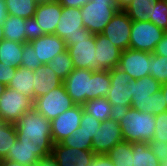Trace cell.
Here are the masks:
<instances>
[{"instance_id": "7c38bea8", "label": "cell", "mask_w": 167, "mask_h": 166, "mask_svg": "<svg viewBox=\"0 0 167 166\" xmlns=\"http://www.w3.org/2000/svg\"><path fill=\"white\" fill-rule=\"evenodd\" d=\"M132 20L124 10H118L102 31L107 39L122 51L129 49Z\"/></svg>"}, {"instance_id": "4fadbf2b", "label": "cell", "mask_w": 167, "mask_h": 166, "mask_svg": "<svg viewBox=\"0 0 167 166\" xmlns=\"http://www.w3.org/2000/svg\"><path fill=\"white\" fill-rule=\"evenodd\" d=\"M83 111L82 105H75L50 121L53 143H61L80 127Z\"/></svg>"}, {"instance_id": "f6af8a7d", "label": "cell", "mask_w": 167, "mask_h": 166, "mask_svg": "<svg viewBox=\"0 0 167 166\" xmlns=\"http://www.w3.org/2000/svg\"><path fill=\"white\" fill-rule=\"evenodd\" d=\"M34 166H59L58 162L52 157V155H48L39 159V161Z\"/></svg>"}, {"instance_id": "7dc6e473", "label": "cell", "mask_w": 167, "mask_h": 166, "mask_svg": "<svg viewBox=\"0 0 167 166\" xmlns=\"http://www.w3.org/2000/svg\"><path fill=\"white\" fill-rule=\"evenodd\" d=\"M119 10H124L133 0H115Z\"/></svg>"}, {"instance_id": "9a60e30c", "label": "cell", "mask_w": 167, "mask_h": 166, "mask_svg": "<svg viewBox=\"0 0 167 166\" xmlns=\"http://www.w3.org/2000/svg\"><path fill=\"white\" fill-rule=\"evenodd\" d=\"M129 83L130 95H132L131 108L146 112L148 98L159 91L162 84L150 75L140 79H131Z\"/></svg>"}, {"instance_id": "e575fe53", "label": "cell", "mask_w": 167, "mask_h": 166, "mask_svg": "<svg viewBox=\"0 0 167 166\" xmlns=\"http://www.w3.org/2000/svg\"><path fill=\"white\" fill-rule=\"evenodd\" d=\"M166 111H167V104L164 100V94L160 89L153 95H150V98H148L146 112L148 114H153L156 116Z\"/></svg>"}, {"instance_id": "d590c367", "label": "cell", "mask_w": 167, "mask_h": 166, "mask_svg": "<svg viewBox=\"0 0 167 166\" xmlns=\"http://www.w3.org/2000/svg\"><path fill=\"white\" fill-rule=\"evenodd\" d=\"M42 63L37 59L34 47L28 42L23 46L21 67L36 70Z\"/></svg>"}, {"instance_id": "7a4b0ae2", "label": "cell", "mask_w": 167, "mask_h": 166, "mask_svg": "<svg viewBox=\"0 0 167 166\" xmlns=\"http://www.w3.org/2000/svg\"><path fill=\"white\" fill-rule=\"evenodd\" d=\"M17 139L23 144L38 145L48 155L53 148L51 122L40 114L35 108L24 113L14 124Z\"/></svg>"}, {"instance_id": "681fc988", "label": "cell", "mask_w": 167, "mask_h": 166, "mask_svg": "<svg viewBox=\"0 0 167 166\" xmlns=\"http://www.w3.org/2000/svg\"><path fill=\"white\" fill-rule=\"evenodd\" d=\"M161 90H162V92L164 94V100H165V102L167 104V82L162 83Z\"/></svg>"}, {"instance_id": "f5cc1de1", "label": "cell", "mask_w": 167, "mask_h": 166, "mask_svg": "<svg viewBox=\"0 0 167 166\" xmlns=\"http://www.w3.org/2000/svg\"><path fill=\"white\" fill-rule=\"evenodd\" d=\"M2 32H3V25H0V41L3 39Z\"/></svg>"}, {"instance_id": "603a6c76", "label": "cell", "mask_w": 167, "mask_h": 166, "mask_svg": "<svg viewBox=\"0 0 167 166\" xmlns=\"http://www.w3.org/2000/svg\"><path fill=\"white\" fill-rule=\"evenodd\" d=\"M24 44L2 39L0 41V63L15 68L21 67Z\"/></svg>"}, {"instance_id": "6da1fadb", "label": "cell", "mask_w": 167, "mask_h": 166, "mask_svg": "<svg viewBox=\"0 0 167 166\" xmlns=\"http://www.w3.org/2000/svg\"><path fill=\"white\" fill-rule=\"evenodd\" d=\"M67 94L76 105L107 96L111 87L109 70L74 68L63 81Z\"/></svg>"}, {"instance_id": "d4e9b609", "label": "cell", "mask_w": 167, "mask_h": 166, "mask_svg": "<svg viewBox=\"0 0 167 166\" xmlns=\"http://www.w3.org/2000/svg\"><path fill=\"white\" fill-rule=\"evenodd\" d=\"M82 106L85 113L93 116L100 122L116 117L111 103L105 97L86 101Z\"/></svg>"}, {"instance_id": "836d02e7", "label": "cell", "mask_w": 167, "mask_h": 166, "mask_svg": "<svg viewBox=\"0 0 167 166\" xmlns=\"http://www.w3.org/2000/svg\"><path fill=\"white\" fill-rule=\"evenodd\" d=\"M149 21L167 32V0H158Z\"/></svg>"}, {"instance_id": "e0dca14e", "label": "cell", "mask_w": 167, "mask_h": 166, "mask_svg": "<svg viewBox=\"0 0 167 166\" xmlns=\"http://www.w3.org/2000/svg\"><path fill=\"white\" fill-rule=\"evenodd\" d=\"M96 70H111L119 66L122 50L102 34H95Z\"/></svg>"}, {"instance_id": "9c48e42d", "label": "cell", "mask_w": 167, "mask_h": 166, "mask_svg": "<svg viewBox=\"0 0 167 166\" xmlns=\"http://www.w3.org/2000/svg\"><path fill=\"white\" fill-rule=\"evenodd\" d=\"M65 42L74 68L96 70L94 34H92L89 38H69Z\"/></svg>"}, {"instance_id": "cb8c5ba5", "label": "cell", "mask_w": 167, "mask_h": 166, "mask_svg": "<svg viewBox=\"0 0 167 166\" xmlns=\"http://www.w3.org/2000/svg\"><path fill=\"white\" fill-rule=\"evenodd\" d=\"M24 27V18L8 15L3 23L2 38L18 43H26V33Z\"/></svg>"}, {"instance_id": "5b68a950", "label": "cell", "mask_w": 167, "mask_h": 166, "mask_svg": "<svg viewBox=\"0 0 167 166\" xmlns=\"http://www.w3.org/2000/svg\"><path fill=\"white\" fill-rule=\"evenodd\" d=\"M109 71L111 87L106 98L111 103L113 111L117 116L131 107L132 95H130L129 82L132 78L128 73L122 71L118 67H115Z\"/></svg>"}, {"instance_id": "277c9868", "label": "cell", "mask_w": 167, "mask_h": 166, "mask_svg": "<svg viewBox=\"0 0 167 166\" xmlns=\"http://www.w3.org/2000/svg\"><path fill=\"white\" fill-rule=\"evenodd\" d=\"M84 28L92 34H101L119 10L115 0H91L81 8Z\"/></svg>"}, {"instance_id": "b9f144b4", "label": "cell", "mask_w": 167, "mask_h": 166, "mask_svg": "<svg viewBox=\"0 0 167 166\" xmlns=\"http://www.w3.org/2000/svg\"><path fill=\"white\" fill-rule=\"evenodd\" d=\"M89 166H114L107 154H96Z\"/></svg>"}, {"instance_id": "11a10c76", "label": "cell", "mask_w": 167, "mask_h": 166, "mask_svg": "<svg viewBox=\"0 0 167 166\" xmlns=\"http://www.w3.org/2000/svg\"><path fill=\"white\" fill-rule=\"evenodd\" d=\"M3 122V119H2V116H1V113H0V123Z\"/></svg>"}, {"instance_id": "4dcf8cb0", "label": "cell", "mask_w": 167, "mask_h": 166, "mask_svg": "<svg viewBox=\"0 0 167 166\" xmlns=\"http://www.w3.org/2000/svg\"><path fill=\"white\" fill-rule=\"evenodd\" d=\"M48 65L63 81L74 70L72 59L67 50L56 55Z\"/></svg>"}, {"instance_id": "4316f807", "label": "cell", "mask_w": 167, "mask_h": 166, "mask_svg": "<svg viewBox=\"0 0 167 166\" xmlns=\"http://www.w3.org/2000/svg\"><path fill=\"white\" fill-rule=\"evenodd\" d=\"M158 0H133L124 11L132 21H149Z\"/></svg>"}, {"instance_id": "44dd1931", "label": "cell", "mask_w": 167, "mask_h": 166, "mask_svg": "<svg viewBox=\"0 0 167 166\" xmlns=\"http://www.w3.org/2000/svg\"><path fill=\"white\" fill-rule=\"evenodd\" d=\"M33 82L35 99L63 85V80L57 76L48 64H42L34 70Z\"/></svg>"}, {"instance_id": "3957f363", "label": "cell", "mask_w": 167, "mask_h": 166, "mask_svg": "<svg viewBox=\"0 0 167 166\" xmlns=\"http://www.w3.org/2000/svg\"><path fill=\"white\" fill-rule=\"evenodd\" d=\"M122 131V138L127 142L152 141L155 133V115L128 108L116 116Z\"/></svg>"}, {"instance_id": "f546056e", "label": "cell", "mask_w": 167, "mask_h": 166, "mask_svg": "<svg viewBox=\"0 0 167 166\" xmlns=\"http://www.w3.org/2000/svg\"><path fill=\"white\" fill-rule=\"evenodd\" d=\"M16 127L12 123H0V160L7 157L11 145L16 142Z\"/></svg>"}, {"instance_id": "7bdbcfd3", "label": "cell", "mask_w": 167, "mask_h": 166, "mask_svg": "<svg viewBox=\"0 0 167 166\" xmlns=\"http://www.w3.org/2000/svg\"><path fill=\"white\" fill-rule=\"evenodd\" d=\"M153 54L160 56H167V32L163 35L162 39L156 44Z\"/></svg>"}, {"instance_id": "c3c4849f", "label": "cell", "mask_w": 167, "mask_h": 166, "mask_svg": "<svg viewBox=\"0 0 167 166\" xmlns=\"http://www.w3.org/2000/svg\"><path fill=\"white\" fill-rule=\"evenodd\" d=\"M0 166H24V165H21L14 161L3 159V160H0Z\"/></svg>"}, {"instance_id": "bcb514c9", "label": "cell", "mask_w": 167, "mask_h": 166, "mask_svg": "<svg viewBox=\"0 0 167 166\" xmlns=\"http://www.w3.org/2000/svg\"><path fill=\"white\" fill-rule=\"evenodd\" d=\"M8 16L4 0H0V25H3L4 20Z\"/></svg>"}, {"instance_id": "ffe728a7", "label": "cell", "mask_w": 167, "mask_h": 166, "mask_svg": "<svg viewBox=\"0 0 167 166\" xmlns=\"http://www.w3.org/2000/svg\"><path fill=\"white\" fill-rule=\"evenodd\" d=\"M61 14L62 5L55 1L38 4L33 17L45 34H54Z\"/></svg>"}, {"instance_id": "d6a6232c", "label": "cell", "mask_w": 167, "mask_h": 166, "mask_svg": "<svg viewBox=\"0 0 167 166\" xmlns=\"http://www.w3.org/2000/svg\"><path fill=\"white\" fill-rule=\"evenodd\" d=\"M61 143L78 150H92V138L85 133H81L80 127H78L71 136L64 139Z\"/></svg>"}, {"instance_id": "ba28073f", "label": "cell", "mask_w": 167, "mask_h": 166, "mask_svg": "<svg viewBox=\"0 0 167 166\" xmlns=\"http://www.w3.org/2000/svg\"><path fill=\"white\" fill-rule=\"evenodd\" d=\"M165 33L150 21H132L129 48L153 53Z\"/></svg>"}, {"instance_id": "f907efd6", "label": "cell", "mask_w": 167, "mask_h": 166, "mask_svg": "<svg viewBox=\"0 0 167 166\" xmlns=\"http://www.w3.org/2000/svg\"><path fill=\"white\" fill-rule=\"evenodd\" d=\"M55 1H58V0H35V2L37 4L48 3V2H55Z\"/></svg>"}, {"instance_id": "f35d334b", "label": "cell", "mask_w": 167, "mask_h": 166, "mask_svg": "<svg viewBox=\"0 0 167 166\" xmlns=\"http://www.w3.org/2000/svg\"><path fill=\"white\" fill-rule=\"evenodd\" d=\"M24 30L26 33V43L45 35L34 17L25 19Z\"/></svg>"}, {"instance_id": "d6986e66", "label": "cell", "mask_w": 167, "mask_h": 166, "mask_svg": "<svg viewBox=\"0 0 167 166\" xmlns=\"http://www.w3.org/2000/svg\"><path fill=\"white\" fill-rule=\"evenodd\" d=\"M48 154L38 145L23 144L19 139L14 142L5 160L17 162L24 166H34L39 159Z\"/></svg>"}, {"instance_id": "ac0fdd59", "label": "cell", "mask_w": 167, "mask_h": 166, "mask_svg": "<svg viewBox=\"0 0 167 166\" xmlns=\"http://www.w3.org/2000/svg\"><path fill=\"white\" fill-rule=\"evenodd\" d=\"M29 43L42 64H48L56 55L67 50L66 42L55 34H45Z\"/></svg>"}, {"instance_id": "2e32d148", "label": "cell", "mask_w": 167, "mask_h": 166, "mask_svg": "<svg viewBox=\"0 0 167 166\" xmlns=\"http://www.w3.org/2000/svg\"><path fill=\"white\" fill-rule=\"evenodd\" d=\"M51 155L59 166H89L96 154L92 150H78L62 143H53Z\"/></svg>"}, {"instance_id": "5bb4252c", "label": "cell", "mask_w": 167, "mask_h": 166, "mask_svg": "<svg viewBox=\"0 0 167 166\" xmlns=\"http://www.w3.org/2000/svg\"><path fill=\"white\" fill-rule=\"evenodd\" d=\"M151 53L126 49L121 52L119 66L132 79H140L150 75Z\"/></svg>"}, {"instance_id": "8fae6325", "label": "cell", "mask_w": 167, "mask_h": 166, "mask_svg": "<svg viewBox=\"0 0 167 166\" xmlns=\"http://www.w3.org/2000/svg\"><path fill=\"white\" fill-rule=\"evenodd\" d=\"M121 127L117 117L102 121L97 133L93 135L92 151L107 154L116 144L123 142Z\"/></svg>"}, {"instance_id": "60d3db41", "label": "cell", "mask_w": 167, "mask_h": 166, "mask_svg": "<svg viewBox=\"0 0 167 166\" xmlns=\"http://www.w3.org/2000/svg\"><path fill=\"white\" fill-rule=\"evenodd\" d=\"M16 69L15 67L0 63V82L7 86L14 77Z\"/></svg>"}, {"instance_id": "ee69618b", "label": "cell", "mask_w": 167, "mask_h": 166, "mask_svg": "<svg viewBox=\"0 0 167 166\" xmlns=\"http://www.w3.org/2000/svg\"><path fill=\"white\" fill-rule=\"evenodd\" d=\"M91 0H58L63 7L81 8Z\"/></svg>"}, {"instance_id": "1f68e13d", "label": "cell", "mask_w": 167, "mask_h": 166, "mask_svg": "<svg viewBox=\"0 0 167 166\" xmlns=\"http://www.w3.org/2000/svg\"><path fill=\"white\" fill-rule=\"evenodd\" d=\"M150 76L161 84L167 82V56L151 53Z\"/></svg>"}, {"instance_id": "74e56055", "label": "cell", "mask_w": 167, "mask_h": 166, "mask_svg": "<svg viewBox=\"0 0 167 166\" xmlns=\"http://www.w3.org/2000/svg\"><path fill=\"white\" fill-rule=\"evenodd\" d=\"M100 124L101 122L99 120L83 111L80 122V132L85 133L93 139V135L97 133Z\"/></svg>"}, {"instance_id": "83f0119b", "label": "cell", "mask_w": 167, "mask_h": 166, "mask_svg": "<svg viewBox=\"0 0 167 166\" xmlns=\"http://www.w3.org/2000/svg\"><path fill=\"white\" fill-rule=\"evenodd\" d=\"M107 156L113 161L114 166H132L133 165V149L132 143L123 141L116 144Z\"/></svg>"}, {"instance_id": "ab89813d", "label": "cell", "mask_w": 167, "mask_h": 166, "mask_svg": "<svg viewBox=\"0 0 167 166\" xmlns=\"http://www.w3.org/2000/svg\"><path fill=\"white\" fill-rule=\"evenodd\" d=\"M149 146L160 163L167 161V142H163L162 140L150 141Z\"/></svg>"}, {"instance_id": "52a82bcc", "label": "cell", "mask_w": 167, "mask_h": 166, "mask_svg": "<svg viewBox=\"0 0 167 166\" xmlns=\"http://www.w3.org/2000/svg\"><path fill=\"white\" fill-rule=\"evenodd\" d=\"M33 108V99L7 86L0 96V113L3 122L15 124L24 113Z\"/></svg>"}, {"instance_id": "816d5d0a", "label": "cell", "mask_w": 167, "mask_h": 166, "mask_svg": "<svg viewBox=\"0 0 167 166\" xmlns=\"http://www.w3.org/2000/svg\"><path fill=\"white\" fill-rule=\"evenodd\" d=\"M5 88H6V85L0 82V96L3 94Z\"/></svg>"}, {"instance_id": "30bf717a", "label": "cell", "mask_w": 167, "mask_h": 166, "mask_svg": "<svg viewBox=\"0 0 167 166\" xmlns=\"http://www.w3.org/2000/svg\"><path fill=\"white\" fill-rule=\"evenodd\" d=\"M64 41L69 38H89L92 33L84 28L81 9L73 7H63L62 14L57 23L55 33Z\"/></svg>"}, {"instance_id": "f1b7e54d", "label": "cell", "mask_w": 167, "mask_h": 166, "mask_svg": "<svg viewBox=\"0 0 167 166\" xmlns=\"http://www.w3.org/2000/svg\"><path fill=\"white\" fill-rule=\"evenodd\" d=\"M4 2L8 15L24 19L32 18L38 5L35 0H4Z\"/></svg>"}, {"instance_id": "8992f818", "label": "cell", "mask_w": 167, "mask_h": 166, "mask_svg": "<svg viewBox=\"0 0 167 166\" xmlns=\"http://www.w3.org/2000/svg\"><path fill=\"white\" fill-rule=\"evenodd\" d=\"M75 105L67 94L64 85L54 88L34 100V108L49 121H52Z\"/></svg>"}, {"instance_id": "db71d44e", "label": "cell", "mask_w": 167, "mask_h": 166, "mask_svg": "<svg viewBox=\"0 0 167 166\" xmlns=\"http://www.w3.org/2000/svg\"><path fill=\"white\" fill-rule=\"evenodd\" d=\"M161 166H167V161L164 163H161Z\"/></svg>"}, {"instance_id": "7402d4cb", "label": "cell", "mask_w": 167, "mask_h": 166, "mask_svg": "<svg viewBox=\"0 0 167 166\" xmlns=\"http://www.w3.org/2000/svg\"><path fill=\"white\" fill-rule=\"evenodd\" d=\"M33 74L34 70L32 69L19 67L16 69L14 77L10 80L7 87L35 100Z\"/></svg>"}, {"instance_id": "8d00e7d4", "label": "cell", "mask_w": 167, "mask_h": 166, "mask_svg": "<svg viewBox=\"0 0 167 166\" xmlns=\"http://www.w3.org/2000/svg\"><path fill=\"white\" fill-rule=\"evenodd\" d=\"M155 133L152 141L167 142V111L155 116Z\"/></svg>"}, {"instance_id": "484cf974", "label": "cell", "mask_w": 167, "mask_h": 166, "mask_svg": "<svg viewBox=\"0 0 167 166\" xmlns=\"http://www.w3.org/2000/svg\"><path fill=\"white\" fill-rule=\"evenodd\" d=\"M132 166H161L147 142H132Z\"/></svg>"}]
</instances>
